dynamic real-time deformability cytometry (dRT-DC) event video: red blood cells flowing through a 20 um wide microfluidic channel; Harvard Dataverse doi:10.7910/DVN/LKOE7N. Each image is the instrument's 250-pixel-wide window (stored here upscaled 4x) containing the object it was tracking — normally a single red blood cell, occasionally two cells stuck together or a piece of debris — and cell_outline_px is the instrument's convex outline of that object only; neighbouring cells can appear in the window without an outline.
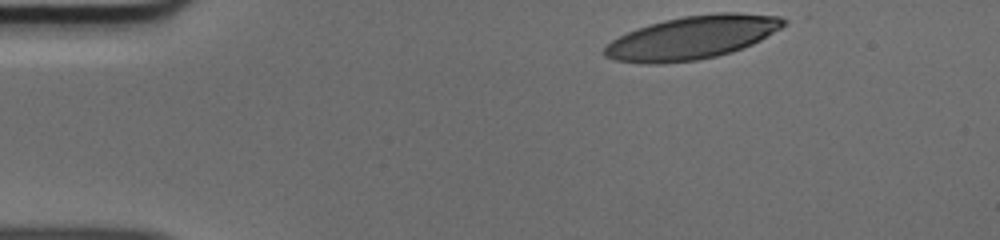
{"species": "human", "species_latin": "Homo sapiens", "temperature_condition": "cold", "stored_images_in_passage": 35, "camera_frame_rate_fps": 3000, "um_per_image_px": 0.085, "donor": {"sex": "male"}, "frame": {"image": 1, "passage_image": 1, "time_ms": 0.0, "image_size_px": [1000, 240], "cell_outline_px": [[788, 20], [780, 28], [760, 40], [752, 44], [732, 52], [716, 56], [696, 60], [660, 64], [644, 64], [616, 60], [604, 56], [600, 52], [612, 40], [636, 28], [664, 20], [684, 16], [716, 12], [736, 12], [780, 16]], "centroid_in_image_um": [58.82, 3.19], "position_along_channel_um": 26.2, "area_um2": 45.14}}
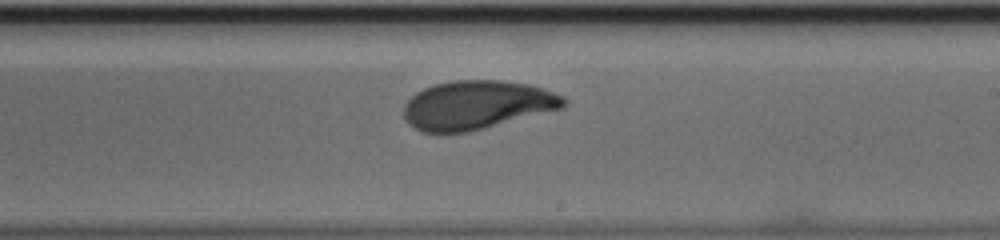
{"frame": {"image": 2, "passage_image": 23, "time_ms": 7.333, "image_size_px": [1000, 240], "cell_outline_px": [[568, 104], [560, 108], [468, 132], [420, 132], [408, 124], [404, 116], [404, 104], [416, 92], [424, 88], [436, 84], [452, 80], [500, 80], [528, 84], [564, 96], [568, 100]], "centroid_in_image_um": [40.49, 8.91], "position_along_channel_um": 248.5, "area_um2": 45.03}}
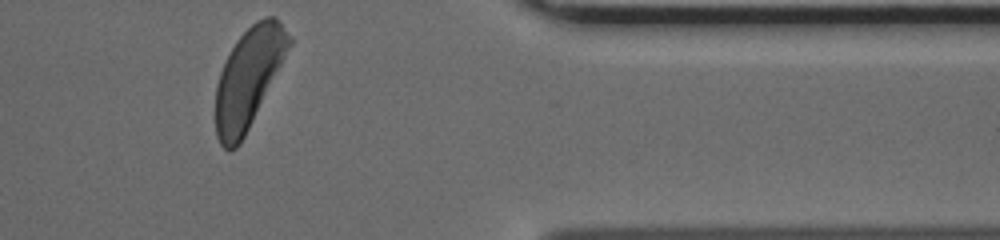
{"frame": {"image": 3, "passage_image": 35, "time_ms": 11.333, "image_size_px": [1000, 240], "cell_outline_px": [[292, 44], [240, 144], [236, 148], [228, 152], [220, 144], [216, 136], [216, 84], [220, 72], [236, 40], [256, 20], [264, 16], [272, 16], [280, 20], [292, 40]], "centroid_in_image_um": [21.12, 6.62], "position_along_channel_um": 390.3, "area_um2": 42.14}}